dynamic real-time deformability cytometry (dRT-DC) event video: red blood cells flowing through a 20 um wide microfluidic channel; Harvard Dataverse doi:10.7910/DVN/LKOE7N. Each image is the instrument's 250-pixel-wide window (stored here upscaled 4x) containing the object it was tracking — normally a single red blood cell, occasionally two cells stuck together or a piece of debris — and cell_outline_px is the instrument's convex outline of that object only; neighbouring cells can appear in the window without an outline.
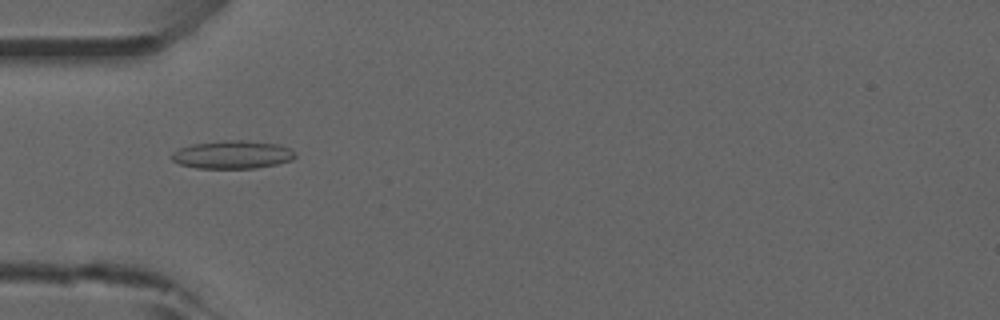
{"species": "common noctule bat (a hibernating species)", "species_latin": "Nyctalus noctula", "temperature_condition": "room temperature", "stored_images_in_passage": 30, "camera_frame_rate_fps": 3000, "um_per_image_px": 0.085, "animal": {"sex": "male", "forearm_length_mm": 52.5}, "frame": {"image": 1, "passage_image": 17, "time_ms": 5.333, "image_size_px": [1000, 320], "cell_outline_px": [[296, 156], [292, 160], [276, 164], [256, 168], [196, 168], [180, 164], [172, 160], [172, 152], [180, 148], [192, 144], [224, 140], [244, 140], [280, 144], [296, 152]], "centroid_in_image_um": [19.78, 13.14], "position_along_channel_um": 65.2, "area_um2": 20.23}}
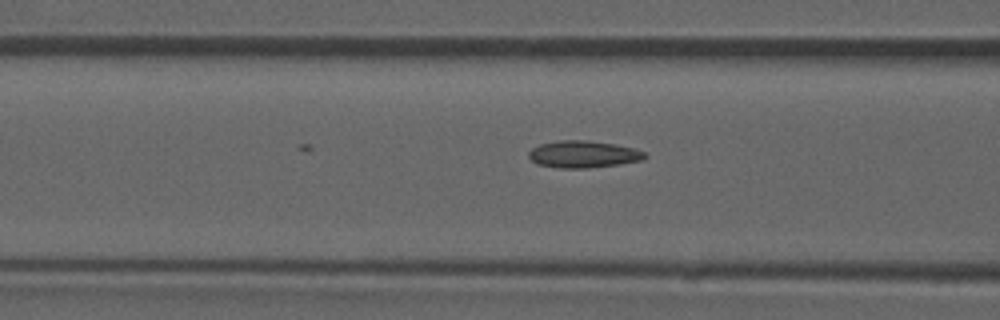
{"frame": {"image": 2, "passage_image": 21, "time_ms": 6.667, "image_size_px": [1000, 320], "cell_outline_px": [[648, 156], [644, 160], [588, 168], [560, 168], [536, 164], [528, 156], [528, 152], [532, 148], [540, 144], [560, 140], [588, 140], [616, 144], [632, 148], [644, 152]], "centroid_in_image_um": [49.57, 13.11], "position_along_channel_um": 117.0, "area_um2": 18.26}}